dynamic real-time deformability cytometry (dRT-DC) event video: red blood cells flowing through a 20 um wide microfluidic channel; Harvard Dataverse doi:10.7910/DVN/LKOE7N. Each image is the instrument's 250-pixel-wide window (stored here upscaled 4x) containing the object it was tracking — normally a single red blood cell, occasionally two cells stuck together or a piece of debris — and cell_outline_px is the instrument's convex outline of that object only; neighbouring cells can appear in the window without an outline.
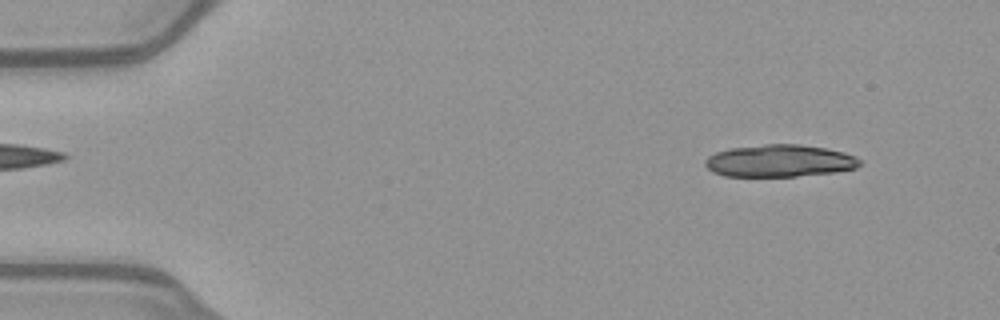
{"species": "common noctule bat (a hibernating species)", "species_latin": "Nyctalus noctula", "temperature_condition": "warm", "stored_images_in_passage": 16, "camera_frame_rate_fps": 3000, "um_per_image_px": 0.085, "animal": {"sex": "female", "body_mass_g": 21.9}, "frame": {"image": 1, "passage_image": 4, "time_ms": 1.0, "image_size_px": [1000, 320], "cell_outline_px": [[864, 164], [856, 168], [832, 172], [796, 176], [724, 176], [712, 172], [704, 164], [704, 160], [708, 156], [716, 152], [732, 148], [764, 144], [800, 144], [824, 148], [844, 152], [856, 156], [864, 160]], "centroid_in_image_um": [66.29, 13.67], "position_along_channel_um": 18.7, "area_um2": 29.19}}